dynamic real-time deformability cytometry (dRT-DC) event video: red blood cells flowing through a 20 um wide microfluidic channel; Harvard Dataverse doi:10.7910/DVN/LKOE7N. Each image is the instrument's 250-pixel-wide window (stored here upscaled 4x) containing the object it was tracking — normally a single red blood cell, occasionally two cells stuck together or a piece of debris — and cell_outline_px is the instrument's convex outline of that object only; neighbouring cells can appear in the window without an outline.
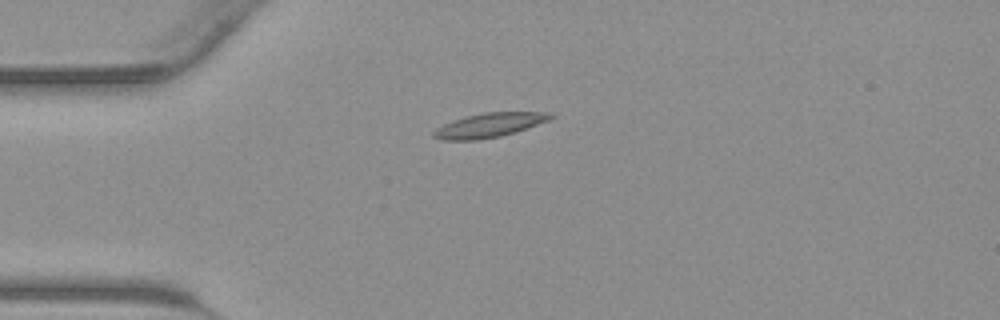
{"species": "common noctule bat (a hibernating species)", "species_latin": "Nyctalus noctula", "temperature_condition": "warm", "stored_images_in_passage": 34, "camera_frame_rate_fps": 3000, "um_per_image_px": 0.085, "animal": {"sex": "male", "body_mass_g": 23.1, "forearm_length_mm": 52.7}, "frame": {"image": 1, "passage_image": 1, "time_ms": 0.0, "image_size_px": [1000, 320], "cell_outline_px": [[556, 116], [548, 120], [500, 136], [476, 140], [444, 140], [432, 136], [432, 132], [436, 128], [452, 120], [484, 112], [552, 112]], "centroid_in_image_um": [41.56, 10.63], "position_along_channel_um": 43.4, "area_um2": 16.24}}
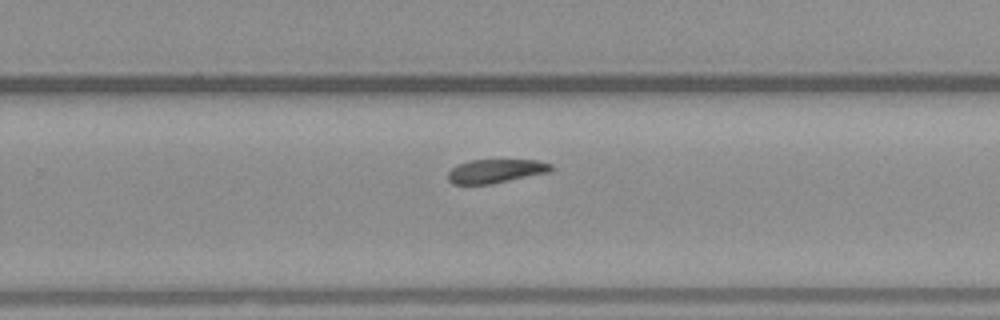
{"frame": {"image": 2, "passage_image": 18, "time_ms": 5.667, "image_size_px": [1000, 320], "cell_outline_px": [[552, 168], [548, 172], [492, 184], [452, 184], [448, 180], [448, 172], [456, 164], [468, 160], [536, 160], [552, 164]], "centroid_in_image_um": [42.08, 14.54], "position_along_channel_um": 287.7, "area_um2": 14.28}}
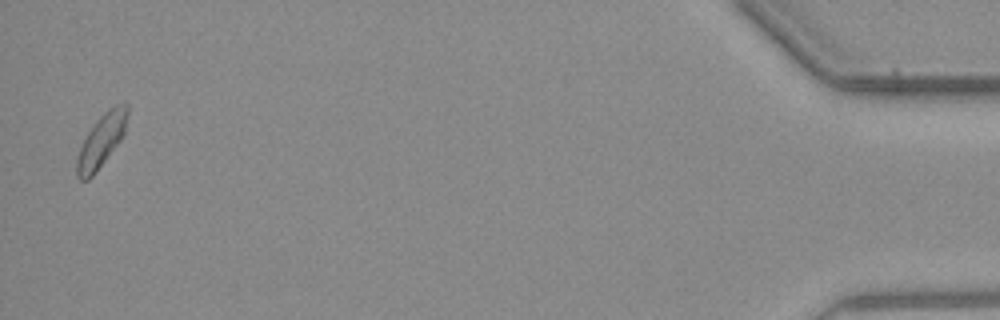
{"frame": {"image": 3, "passage_image": 33, "time_ms": 10.667, "image_size_px": [1000, 320], "cell_outline_px": [[128, 116], [124, 132], [120, 140], [96, 172], [88, 180], [80, 180], [76, 176], [76, 160], [80, 148], [88, 132], [96, 120], [104, 112], [116, 104], [124, 100], [128, 104]], "centroid_in_image_um": [8.63, 11.93], "position_along_channel_um": 426.6, "area_um2": 15.55}}